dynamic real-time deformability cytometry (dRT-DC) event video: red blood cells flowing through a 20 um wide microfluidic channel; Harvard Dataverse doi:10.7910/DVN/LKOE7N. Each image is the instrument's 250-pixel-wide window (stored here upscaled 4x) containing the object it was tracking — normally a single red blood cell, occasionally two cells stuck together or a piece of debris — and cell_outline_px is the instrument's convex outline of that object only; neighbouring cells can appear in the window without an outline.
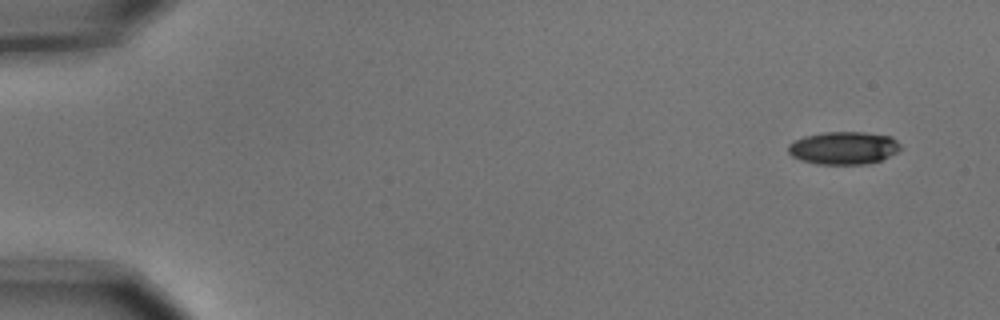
{"species": "common noctule bat (a hibernating species)", "species_latin": "Nyctalus noctula", "temperature_condition": "cold", "stored_images_in_passage": 4, "camera_frame_rate_fps": 3000, "um_per_image_px": 0.085, "animal": {"sex": "male", "body_mass_g": 15.6}, "frame": {"image": 1, "passage_image": 1, "time_ms": 0.0, "image_size_px": [1000, 320], "cell_outline_px": [[900, 148], [896, 152], [880, 160], [868, 164], [816, 164], [792, 156], [788, 152], [788, 144], [804, 136], [824, 132], [864, 132], [892, 136], [900, 144]], "centroid_in_image_um": [71.71, 12.57], "position_along_channel_um": 13.3, "area_um2": 21.33}}
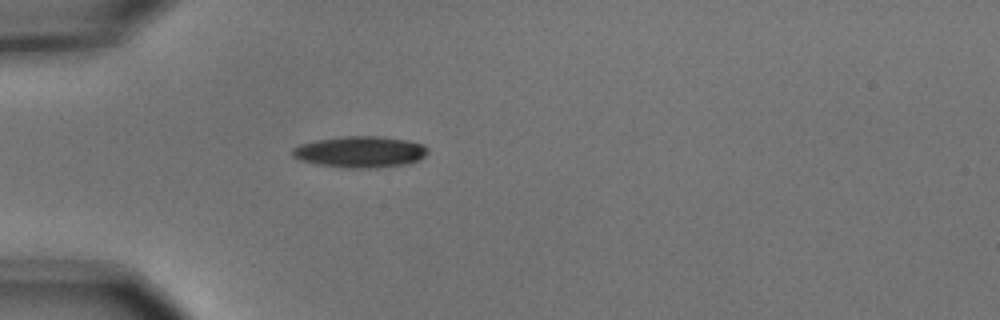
{"frame": {"image": 2, "passage_image": 4, "time_ms": 1.0, "image_size_px": [1000, 320], "cell_outline_px": [[428, 152], [424, 156], [416, 160], [404, 164], [376, 168], [344, 168], [316, 164], [300, 160], [292, 156], [292, 148], [300, 144], [316, 140], [344, 136], [380, 136], [408, 140], [424, 144], [428, 148]], "centroid_in_image_um": [30.6, 12.9], "position_along_channel_um": 54.4, "area_um2": 24.8}}